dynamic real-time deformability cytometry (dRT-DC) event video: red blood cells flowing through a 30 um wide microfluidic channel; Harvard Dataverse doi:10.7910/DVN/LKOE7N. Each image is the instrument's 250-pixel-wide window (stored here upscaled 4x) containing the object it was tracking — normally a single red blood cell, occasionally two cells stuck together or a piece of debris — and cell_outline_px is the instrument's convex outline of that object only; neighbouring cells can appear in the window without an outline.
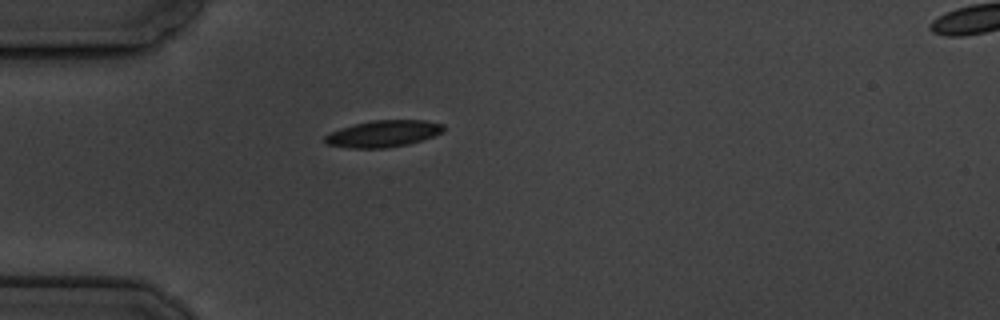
{"species": "common noctule bat (a hibernating species)", "species_latin": "Nyctalus noctula", "temperature_condition": "cold", "stored_images_in_passage": 2, "camera_frame_rate_fps": 3000, "um_per_image_px": 0.085, "animal": {"sex": "male", "body_mass_g": 19.5, "forearm_length_mm": 54.6}, "frame": {"image": 1, "passage_image": 1, "time_ms": 0.0, "image_size_px": [1000, 320], "cell_outline_px": [[444, 132], [408, 144], [384, 148], [352, 148], [324, 144], [324, 136], [340, 128], [352, 124], [372, 120], [424, 120], [444, 124]], "centroid_in_image_um": [32.56, 11.36], "position_along_channel_um": 52.4, "area_um2": 18.44}}